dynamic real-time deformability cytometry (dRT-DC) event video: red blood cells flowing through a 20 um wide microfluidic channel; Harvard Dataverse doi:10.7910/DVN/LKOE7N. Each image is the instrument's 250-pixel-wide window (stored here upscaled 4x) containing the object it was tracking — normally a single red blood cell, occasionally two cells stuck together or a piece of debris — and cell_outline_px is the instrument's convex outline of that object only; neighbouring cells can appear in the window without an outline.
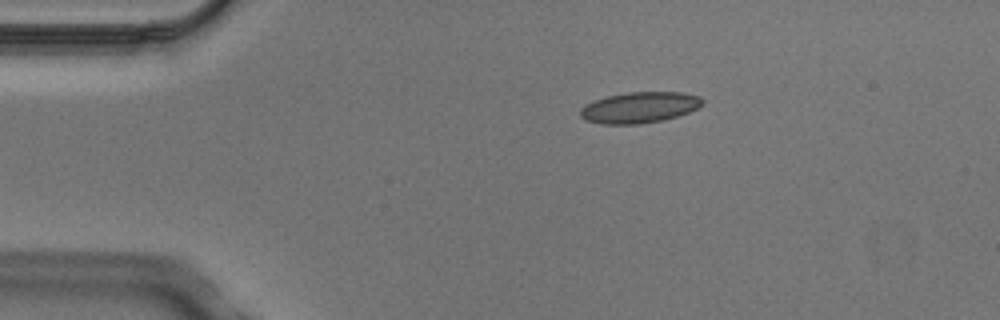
{"species": "Egyptian fruit bat (a non-hibernating species)", "species_latin": "Rousettus aegyptiacus", "temperature_condition": "cold", "stored_images_in_passage": 6, "camera_frame_rate_fps": 3000, "um_per_image_px": 0.085, "animal": {"sex": "male"}, "frame": {"image": 1, "passage_image": 1, "time_ms": 0.0, "image_size_px": [1000, 320], "cell_outline_px": [[704, 104], [700, 108], [664, 120], [640, 124], [600, 124], [584, 120], [580, 116], [580, 108], [584, 104], [608, 96], [628, 92], [684, 92], [700, 96], [704, 100]], "centroid_in_image_um": [54.38, 9.14], "position_along_channel_um": 30.6, "area_um2": 22.31}}
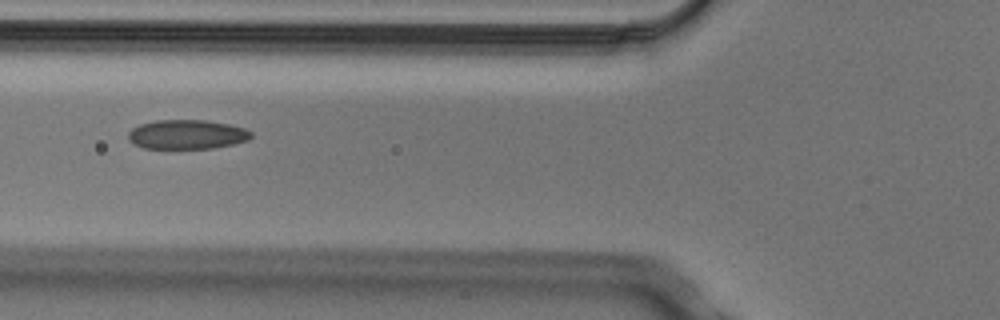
{"frame": {"image": 2, "passage_image": 3, "time_ms": 0.667, "image_size_px": [1000, 320], "cell_outline_px": [[252, 136], [248, 140], [232, 144], [212, 148], [144, 148], [132, 144], [128, 140], [128, 132], [132, 128], [140, 124], [156, 120], [204, 120], [228, 124], [244, 128], [252, 132]], "centroid_in_image_um": [15.85, 11.42], "position_along_channel_um": 109.9, "area_um2": 20.98}}
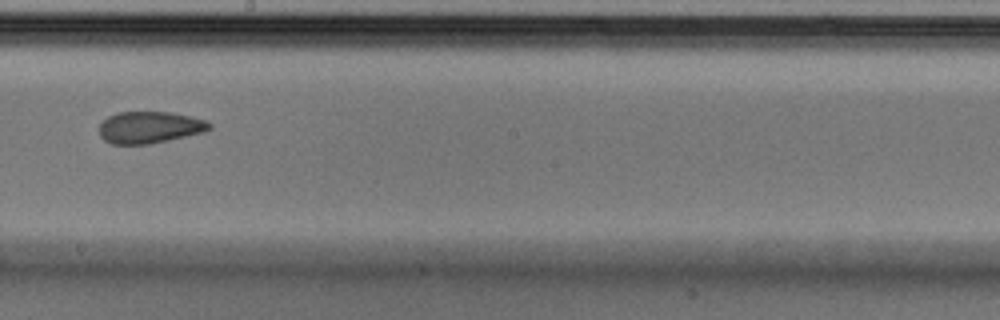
{"frame": {"image": 3, "passage_image": 6, "time_ms": 1.667, "image_size_px": [1000, 320], "cell_outline_px": [[212, 128], [204, 132], [168, 140], [148, 144], [112, 144], [104, 140], [100, 136], [100, 124], [108, 116], [116, 112], [172, 112], [192, 116], [208, 120], [212, 124]], "centroid_in_image_um": [12.75, 10.81], "position_along_channel_um": 235.4, "area_um2": 20.58}}